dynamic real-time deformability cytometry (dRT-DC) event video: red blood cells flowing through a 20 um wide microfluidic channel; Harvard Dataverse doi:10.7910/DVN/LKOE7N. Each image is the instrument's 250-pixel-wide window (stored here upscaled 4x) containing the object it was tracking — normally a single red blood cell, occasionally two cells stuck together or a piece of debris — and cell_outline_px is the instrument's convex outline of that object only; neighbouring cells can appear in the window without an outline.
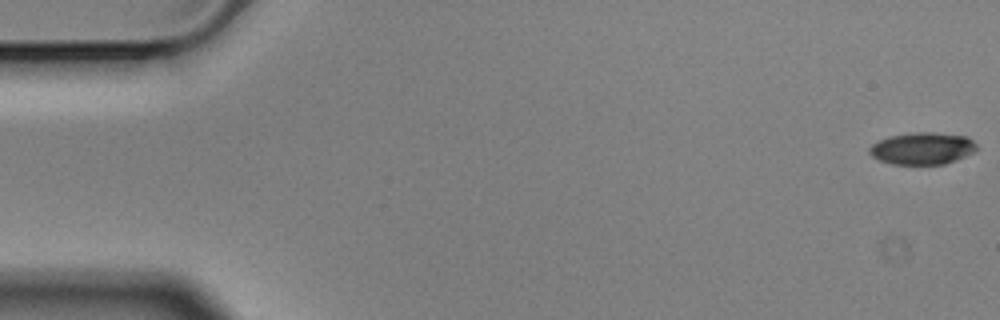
{"species": "Egyptian fruit bat (a non-hibernating species)", "species_latin": "Rousettus aegyptiacus", "temperature_condition": "cold", "stored_images_in_passage": 7, "camera_frame_rate_fps": 3000, "um_per_image_px": 0.085, "animal": {"sex": "male"}, "frame": {"image": 1, "passage_image": 1, "time_ms": 0.0, "image_size_px": [1000, 320], "cell_outline_px": [[976, 148], [972, 152], [956, 160], [944, 164], [892, 164], [880, 160], [872, 156], [868, 152], [868, 148], [872, 144], [880, 140], [892, 136], [916, 132], [932, 132], [968, 136], [976, 144]], "centroid_in_image_um": [78.39, 12.61], "position_along_channel_um": 6.6, "area_um2": 19.83}}
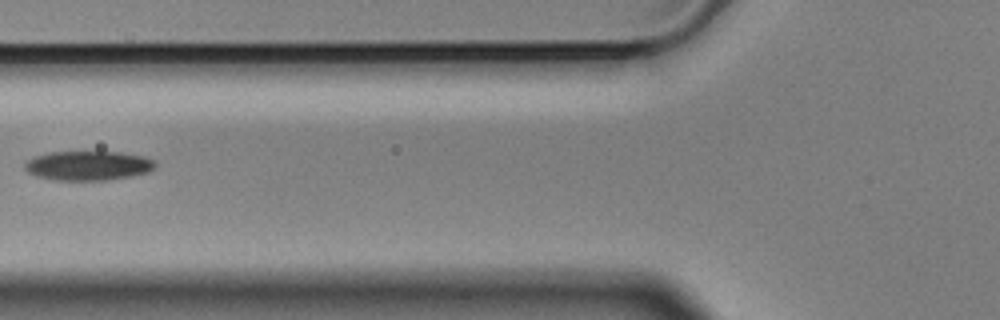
{"frame": {"image": 2, "passage_image": 6, "time_ms": 1.667, "image_size_px": [1000, 320], "cell_outline_px": [[156, 168], [148, 172], [108, 180], [56, 180], [36, 176], [28, 172], [24, 168], [24, 164], [28, 160], [36, 156], [48, 152], [120, 152], [144, 156], [156, 160]], "centroid_in_image_um": [7.52, 14.07], "position_along_channel_um": 118.3, "area_um2": 22.37}}
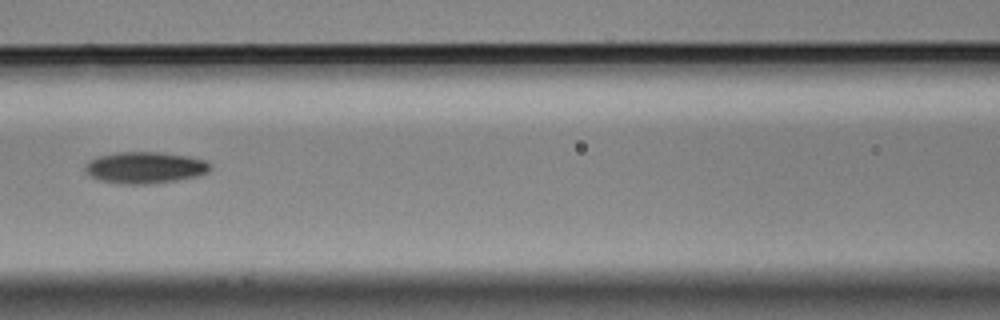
{"frame": {"image": 3, "passage_image": 7, "time_ms": 2.0, "image_size_px": [1000, 320], "cell_outline_px": [[212, 168], [208, 172], [200, 176], [152, 184], [120, 184], [100, 180], [88, 176], [84, 172], [84, 164], [100, 156], [120, 152], [160, 152], [188, 156], [208, 160], [212, 164]], "centroid_in_image_um": [12.37, 14.25], "position_along_channel_um": 154.2, "area_um2": 23.35}}